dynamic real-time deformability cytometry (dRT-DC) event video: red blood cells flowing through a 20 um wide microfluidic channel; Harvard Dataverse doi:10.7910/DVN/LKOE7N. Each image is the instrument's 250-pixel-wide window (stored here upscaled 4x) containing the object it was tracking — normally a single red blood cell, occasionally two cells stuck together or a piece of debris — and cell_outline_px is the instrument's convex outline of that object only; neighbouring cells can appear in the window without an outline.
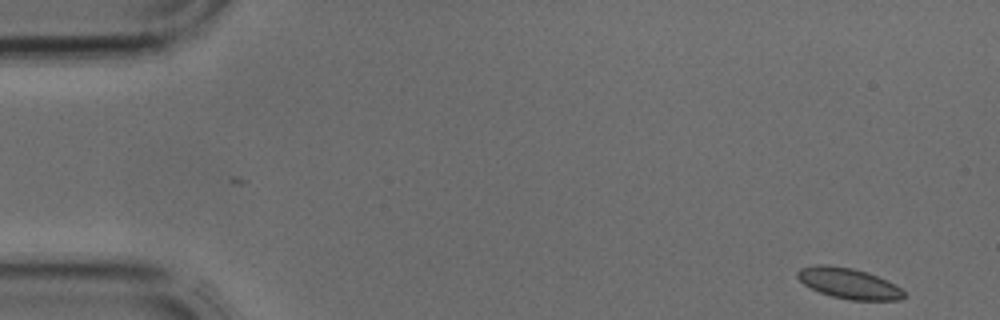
{"species": "common noctule bat (a hibernating species)", "species_latin": "Nyctalus noctula", "temperature_condition": "cold", "stored_images_in_passage": 4, "camera_frame_rate_fps": 3000, "um_per_image_px": 0.085, "animal": {"sex": "male", "body_mass_g": 17.9, "forearm_length_mm": 54.2}, "frame": {"image": 1, "passage_image": 1, "time_ms": 0.0, "image_size_px": [1000, 320], "cell_outline_px": [[904, 296], [900, 300], [852, 300], [832, 296], [820, 292], [804, 284], [796, 276], [796, 272], [800, 268], [816, 264], [828, 264], [852, 268], [868, 272], [900, 288], [904, 292]], "centroid_in_image_um": [72.09, 24.07], "position_along_channel_um": 12.9, "area_um2": 18.79}}